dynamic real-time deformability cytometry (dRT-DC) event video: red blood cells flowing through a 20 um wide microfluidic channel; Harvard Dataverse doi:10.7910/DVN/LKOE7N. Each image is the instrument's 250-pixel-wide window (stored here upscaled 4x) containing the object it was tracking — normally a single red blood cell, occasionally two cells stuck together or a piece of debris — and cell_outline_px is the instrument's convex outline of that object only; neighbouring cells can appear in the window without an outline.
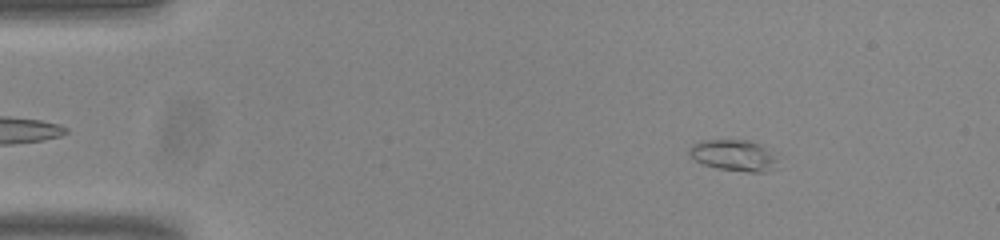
{"species": "common noctule bat (a hibernating species)", "species_latin": "Nyctalus noctula", "temperature_condition": "room temperature", "stored_images_in_passage": 53, "camera_frame_rate_fps": 3000, "um_per_image_px": 0.085, "animal": {"sex": "male", "body_mass_g": 20.0, "forearm_length_mm": 53.3}, "frame": {"image": 1, "passage_image": 7, "time_ms": 2.0, "image_size_px": [1000, 240], "cell_outline_px": [[776, 168], [768, 172], [748, 172], [716, 168], [704, 164], [696, 160], [688, 152], [688, 148], [692, 144], [704, 140], [748, 140], [760, 144], [776, 160]], "centroid_in_image_um": [62.34, 13.21], "position_along_channel_um": 22.7, "area_um2": 15.84}}
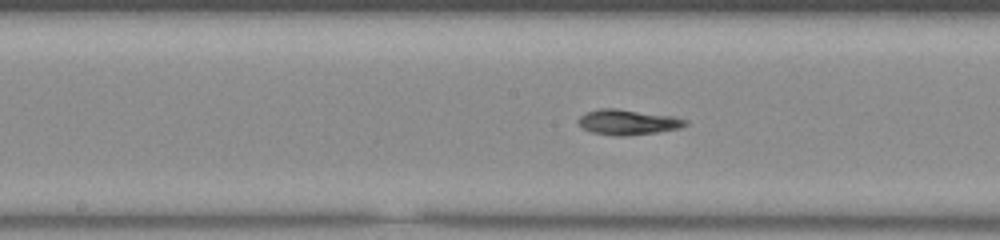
{"frame": {"image": 2, "passage_image": 27, "time_ms": 8.667, "image_size_px": [1000, 240], "cell_outline_px": [[688, 124], [680, 128], [656, 132], [624, 136], [620, 136], [592, 132], [584, 128], [576, 120], [580, 116], [588, 112], [600, 108], [616, 108], [676, 116], [688, 120]], "centroid_in_image_um": [53.41, 10.37], "position_along_channel_um": 194.8, "area_um2": 15.72}}
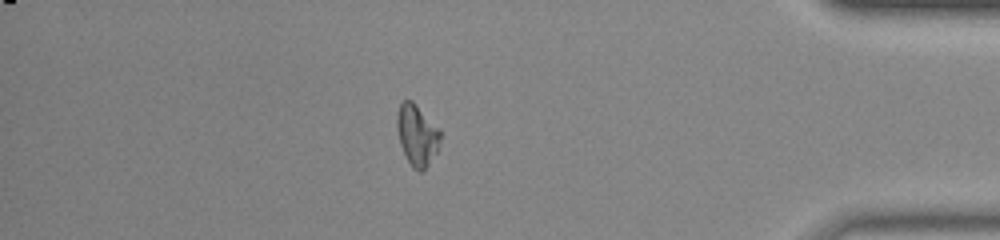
{"frame": {"image": 3, "passage_image": 46, "time_ms": 15.0, "image_size_px": [1000, 240], "cell_outline_px": [[440, 140], [436, 152], [424, 172], [420, 172], [412, 168], [400, 144], [396, 128], [396, 116], [400, 104], [404, 100], [412, 100], [440, 128]], "centroid_in_image_um": [35.44, 11.48], "position_along_channel_um": 399.8, "area_um2": 15.55}}